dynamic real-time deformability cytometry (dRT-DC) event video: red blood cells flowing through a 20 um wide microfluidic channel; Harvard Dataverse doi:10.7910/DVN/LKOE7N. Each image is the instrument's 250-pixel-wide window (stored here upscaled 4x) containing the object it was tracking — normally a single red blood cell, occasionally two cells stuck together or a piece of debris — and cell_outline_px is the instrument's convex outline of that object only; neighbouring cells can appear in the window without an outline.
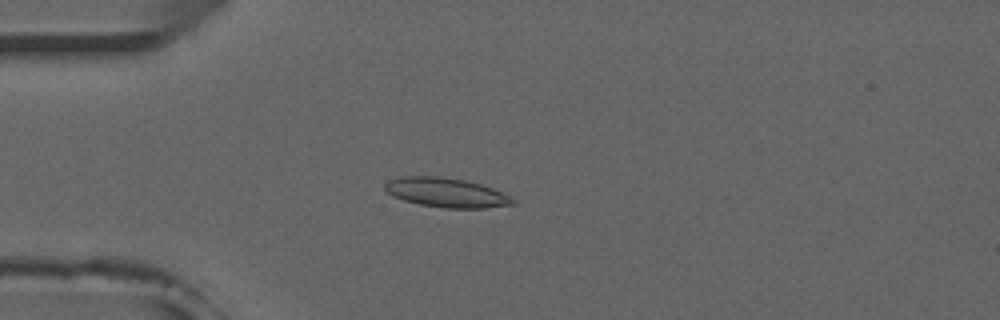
{"species": "common noctule bat (a hibernating species)", "species_latin": "Nyctalus noctula", "temperature_condition": "room temperature", "stored_images_in_passage": 45, "camera_frame_rate_fps": 3000, "um_per_image_px": 0.085, "animal": {"sex": "male", "forearm_length_mm": 52.5}, "frame": {"image": 1, "passage_image": 7, "time_ms": 2.0, "image_size_px": [1000, 320], "cell_outline_px": [[520, 204], [484, 208], [444, 208], [420, 204], [404, 200], [392, 196], [384, 188], [384, 184], [388, 180], [400, 176], [436, 176], [464, 180], [480, 184], [492, 188], [516, 200]], "centroid_in_image_um": [37.93, 16.37], "position_along_channel_um": 47.1, "area_um2": 21.91}}
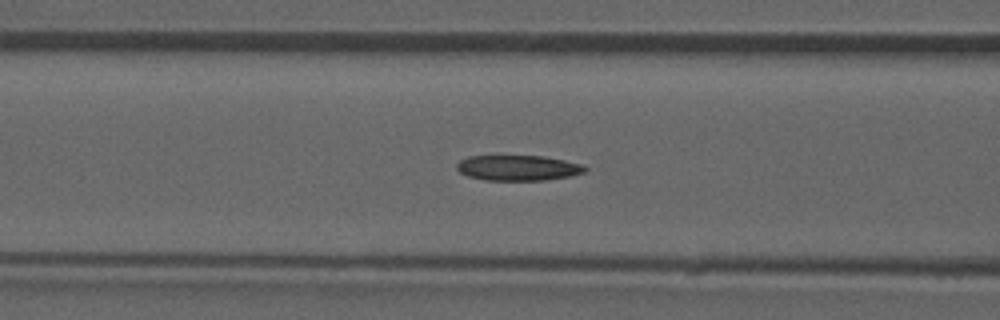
{"frame": {"image": 2, "passage_image": 14, "time_ms": 4.333, "image_size_px": [1000, 320], "cell_outline_px": [[588, 168], [584, 172], [572, 176], [544, 180], [484, 180], [468, 176], [460, 172], [456, 168], [456, 164], [460, 160], [468, 156], [544, 156], [584, 164]], "centroid_in_image_um": [44.05, 14.27], "position_along_channel_um": 122.5, "area_um2": 19.07}}
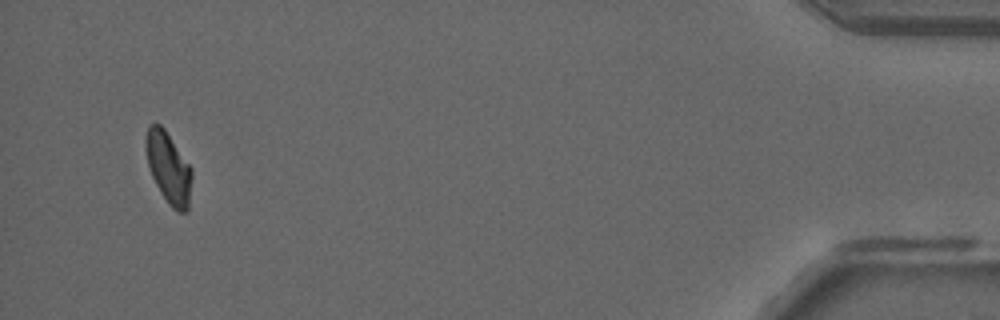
{"frame": {"image": 3, "passage_image": 43, "time_ms": 14.0, "image_size_px": [1000, 320], "cell_outline_px": [[192, 176], [188, 212], [176, 212], [168, 204], [160, 192], [152, 176], [148, 164], [144, 148], [144, 140], [148, 124], [160, 124], [164, 128], [192, 168]], "centroid_in_image_um": [14.31, 14.26], "position_along_channel_um": 420.9, "area_um2": 19.36}, "authors_computed_cell_mechanics": {"area_um2": 19.941, "velocity_mm_per_s": 3.9309, "shape_relaxation_time_tau1_ms": null, "shape_relaxation_time_tau2_ms": 2.9727, "deformation_change_tau1": null, "deformation_change_tau2": 0.0958}}